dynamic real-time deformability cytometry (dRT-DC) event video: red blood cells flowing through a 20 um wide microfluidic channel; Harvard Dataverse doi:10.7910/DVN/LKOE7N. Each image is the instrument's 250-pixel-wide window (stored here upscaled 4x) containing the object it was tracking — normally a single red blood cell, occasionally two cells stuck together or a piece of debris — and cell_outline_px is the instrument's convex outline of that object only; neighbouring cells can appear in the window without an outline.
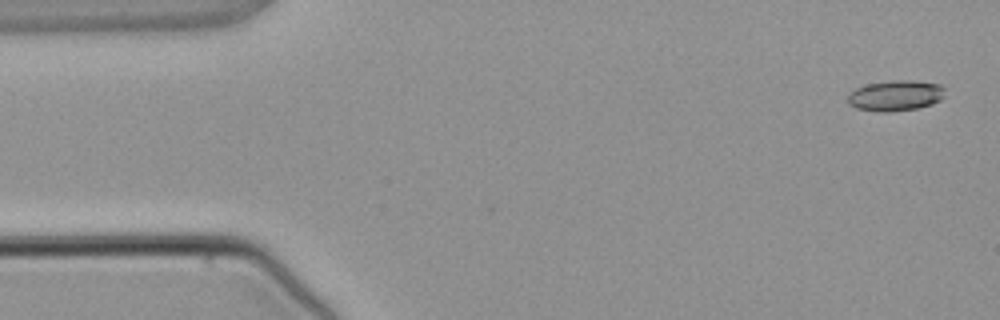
{"species": "common noctule bat (a hibernating species)", "species_latin": "Nyctalus noctula", "temperature_condition": "warm", "stored_images_in_passage": 3, "camera_frame_rate_fps": 3000, "um_per_image_px": 0.085, "animal": {"sex": "male", "body_mass_g": 21.5, "forearm_length_mm": 52.0}, "frame": {"image": 1, "passage_image": 1, "time_ms": 0.0, "image_size_px": [1000, 320], "cell_outline_px": [[944, 96], [940, 100], [932, 104], [916, 108], [892, 112], [880, 112], [856, 108], [848, 104], [848, 96], [856, 88], [868, 84], [892, 80], [912, 80], [940, 84], [944, 88]], "centroid_in_image_um": [76.13, 8.13], "position_along_channel_um": 8.9, "area_um2": 17.34}}